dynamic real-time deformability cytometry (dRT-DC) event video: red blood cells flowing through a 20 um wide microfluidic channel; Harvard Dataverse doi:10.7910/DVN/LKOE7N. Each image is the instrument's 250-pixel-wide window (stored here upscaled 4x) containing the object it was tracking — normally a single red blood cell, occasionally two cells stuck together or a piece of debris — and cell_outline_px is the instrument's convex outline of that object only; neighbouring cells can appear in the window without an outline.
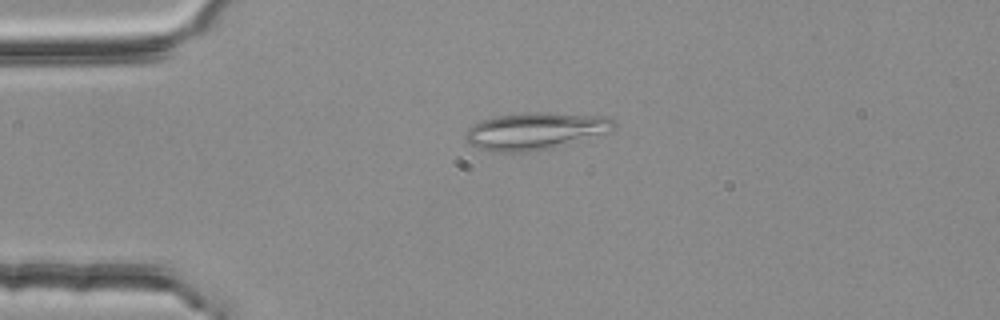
{"species": "common noctule bat (a hibernating species)", "species_latin": "Nyctalus noctula", "temperature_condition": "room temperature", "stored_images_in_passage": 45, "camera_frame_rate_fps": 3000, "um_per_image_px": 0.085, "animal": {"sex": "female", "body_mass_g": 25.1}, "frame": {"image": 1, "passage_image": 4, "time_ms": 1.0, "image_size_px": [1000, 320], "cell_outline_px": [[616, 128], [612, 132], [548, 148], [524, 152], [496, 152], [476, 148], [468, 144], [464, 136], [468, 128], [480, 120], [496, 116], [528, 112], [548, 112], [608, 116], [616, 120]], "centroid_in_image_um": [45.52, 11.12], "position_along_channel_um": 39.5, "area_um2": 32.43}}
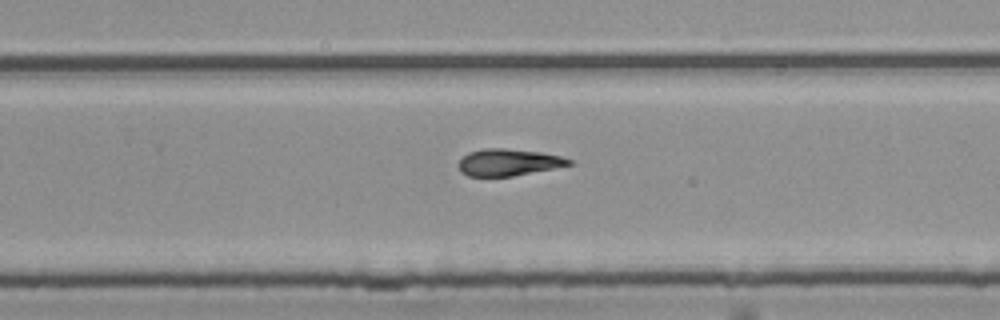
{"frame": {"image": 2, "passage_image": 26, "time_ms": 8.333, "image_size_px": [1000, 320], "cell_outline_px": [[572, 164], [512, 176], [468, 176], [460, 172], [456, 164], [468, 152], [484, 148], [504, 148], [540, 152], [560, 156], [572, 160]], "centroid_in_image_um": [43.15, 13.79], "position_along_channel_um": 286.7, "area_um2": 17.17}}
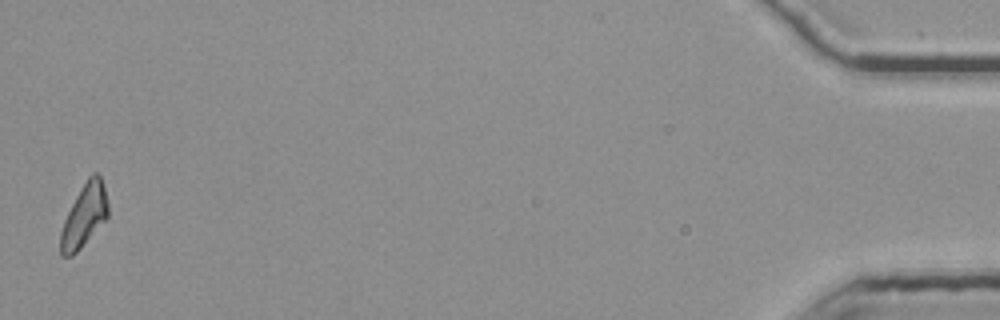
{"frame": {"image": 3, "passage_image": 45, "time_ms": 14.667, "image_size_px": [1000, 320], "cell_outline_px": [[108, 216], [80, 248], [72, 256], [60, 256], [60, 232], [64, 220], [76, 196], [88, 176], [92, 172], [96, 172], [100, 176], [104, 188], [108, 204]], "centroid_in_image_um": [7.14, 18.32], "position_along_channel_um": 428.1, "area_um2": 17.05}, "authors_computed_cell_mechanics": {"area_um2": 17.9758, "velocity_mm_per_s": 3.7737, "shape_relaxation_time_tau1_ms": null, "shape_relaxation_time_tau2_ms": 6.5887, "deformation_change_tau1": null, "deformation_change_tau2": 0.1557}}